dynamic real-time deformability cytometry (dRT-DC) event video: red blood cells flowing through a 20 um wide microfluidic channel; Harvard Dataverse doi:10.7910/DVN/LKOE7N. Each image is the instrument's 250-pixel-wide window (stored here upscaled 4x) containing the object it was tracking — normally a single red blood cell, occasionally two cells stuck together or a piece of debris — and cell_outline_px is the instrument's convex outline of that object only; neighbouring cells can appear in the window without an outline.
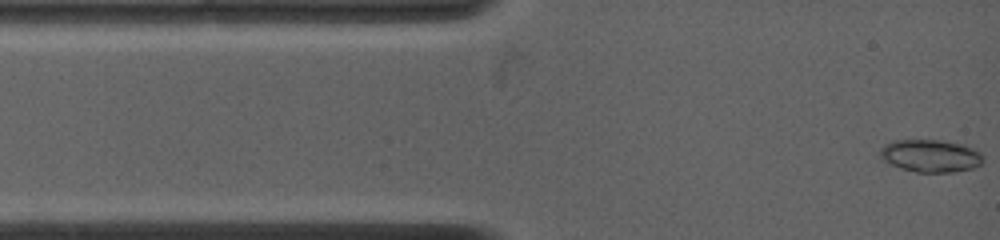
{"species": "common noctule bat (a hibernating species)", "species_latin": "Nyctalus noctula", "temperature_condition": "warm", "stored_images_in_passage": 62, "camera_frame_rate_fps": 4500, "um_per_image_px": 0.085, "animal": {"sex": "female", "body_mass_g": 19.0, "forearm_length_mm": 53.3}, "frame": {"image": 1, "passage_image": 1, "time_ms": 0.0, "image_size_px": [1000, 240], "cell_outline_px": [[984, 160], [980, 164], [972, 168], [952, 172], [916, 172], [900, 168], [888, 164], [880, 156], [880, 148], [892, 140], [940, 140], [960, 144], [980, 152]], "centroid_in_image_um": [79.05, 13.25], "position_along_channel_um": 5.9, "area_um2": 19.42}}
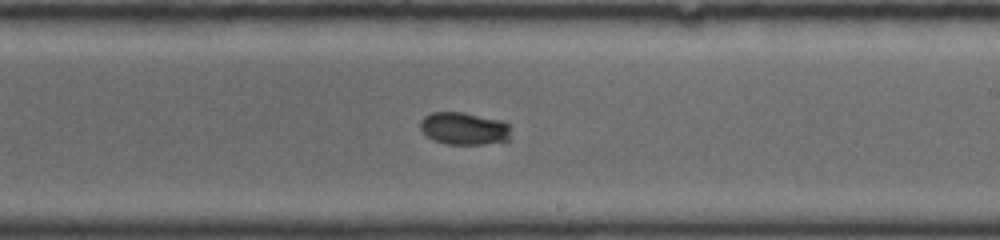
{"frame": {"image": 2, "passage_image": 27, "time_ms": 7.556, "image_size_px": [1000, 240], "cell_outline_px": [[508, 140], [504, 144], [448, 144], [432, 140], [420, 128], [420, 120], [424, 116], [432, 112], [460, 112], [504, 120], [508, 124]], "centroid_in_image_um": [39.46, 10.93], "position_along_channel_um": 249.5, "area_um2": 17.34}}
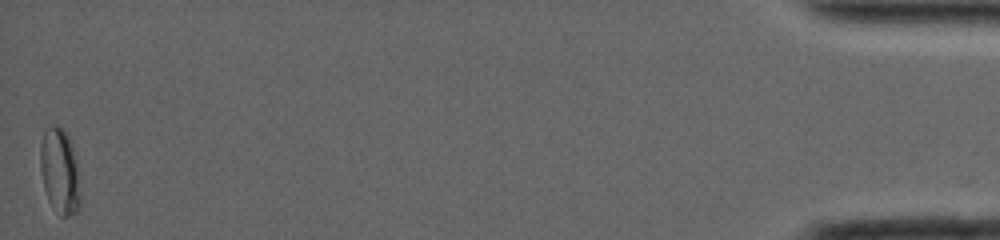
{"frame": {"image": 3, "passage_image": 62, "time_ms": 16.222, "image_size_px": [1000, 240], "cell_outline_px": [[80, 212], [68, 216], [60, 216], [52, 208], [48, 200], [44, 188], [40, 168], [40, 144], [44, 128], [52, 124], [56, 124], [68, 136], [72, 144], [76, 164], [80, 196]], "centroid_in_image_um": [5.06, 14.57], "position_along_channel_um": 430.1, "area_um2": 20.17}, "authors_computed_cell_mechanics": {"area_um2": 18.0336, "velocity_mm_per_s": 3.8904, "shape_relaxation_time_tau1_ms": 3.519, "shape_relaxation_time_tau2_ms": null, "deformation_change_tau1": 0.0626, "deformation_change_tau2": null}}